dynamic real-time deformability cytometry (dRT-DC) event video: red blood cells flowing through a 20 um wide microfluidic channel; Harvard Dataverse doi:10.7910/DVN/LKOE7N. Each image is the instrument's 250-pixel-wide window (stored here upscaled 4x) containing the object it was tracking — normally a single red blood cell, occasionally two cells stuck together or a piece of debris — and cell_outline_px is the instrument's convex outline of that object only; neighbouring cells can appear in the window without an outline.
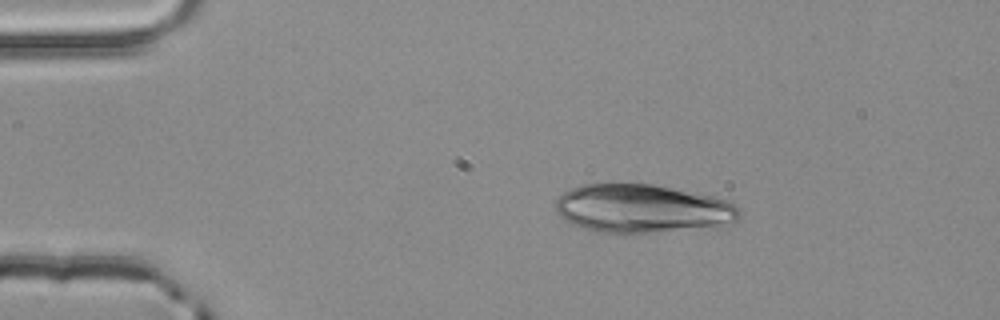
{"species": "common noctule bat (a hibernating species)", "species_latin": "Nyctalus noctula", "temperature_condition": "room temperature", "stored_images_in_passage": 3, "camera_frame_rate_fps": 3000, "um_per_image_px": 0.085, "animal": {"sex": "male", "body_mass_g": 20.4}, "frame": {"image": 1, "passage_image": 3, "time_ms": 0.667, "image_size_px": [1000, 320], "cell_outline_px": [[740, 212], [736, 220], [732, 224], [724, 228], [648, 232], [600, 232], [580, 228], [572, 224], [560, 216], [556, 212], [556, 200], [564, 192], [580, 184], [652, 184], [732, 200]], "centroid_in_image_um": [54.67, 17.74], "position_along_channel_um": 30.3, "area_um2": 52.37}}